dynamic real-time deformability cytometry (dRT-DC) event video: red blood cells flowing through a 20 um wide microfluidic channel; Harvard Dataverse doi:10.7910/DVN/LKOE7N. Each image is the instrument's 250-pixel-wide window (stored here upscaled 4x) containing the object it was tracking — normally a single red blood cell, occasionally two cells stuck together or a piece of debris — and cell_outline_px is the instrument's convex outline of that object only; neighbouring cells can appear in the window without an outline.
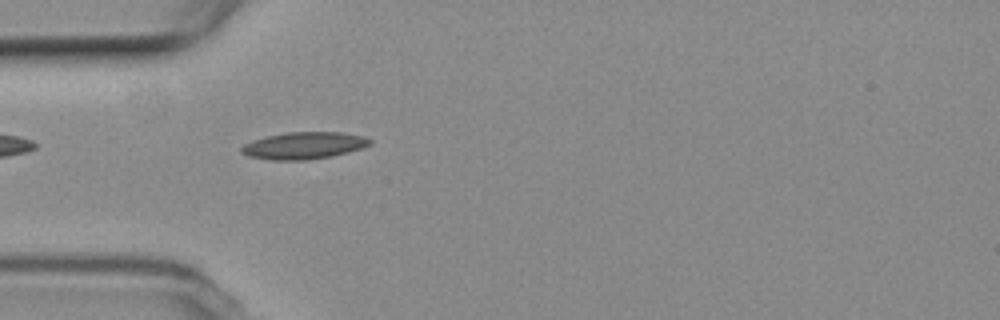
{"species": "common noctule bat (a hibernating species)", "species_latin": "Nyctalus noctula", "temperature_condition": "room temperature", "stored_images_in_passage": 4, "camera_frame_rate_fps": 3000, "um_per_image_px": 0.085, "animal": {"sex": "female", "body_mass_g": 19.3, "forearm_length_mm": 54.1}, "frame": {"image": 1, "passage_image": 4, "time_ms": 3.667, "image_size_px": [1000, 320], "cell_outline_px": [[372, 144], [364, 148], [332, 156], [304, 160], [272, 160], [248, 156], [240, 152], [240, 148], [244, 144], [252, 140], [268, 136], [288, 132], [340, 132], [364, 136], [372, 140]], "centroid_in_image_um": [25.85, 12.37], "position_along_channel_um": 59.2, "area_um2": 20.29}}